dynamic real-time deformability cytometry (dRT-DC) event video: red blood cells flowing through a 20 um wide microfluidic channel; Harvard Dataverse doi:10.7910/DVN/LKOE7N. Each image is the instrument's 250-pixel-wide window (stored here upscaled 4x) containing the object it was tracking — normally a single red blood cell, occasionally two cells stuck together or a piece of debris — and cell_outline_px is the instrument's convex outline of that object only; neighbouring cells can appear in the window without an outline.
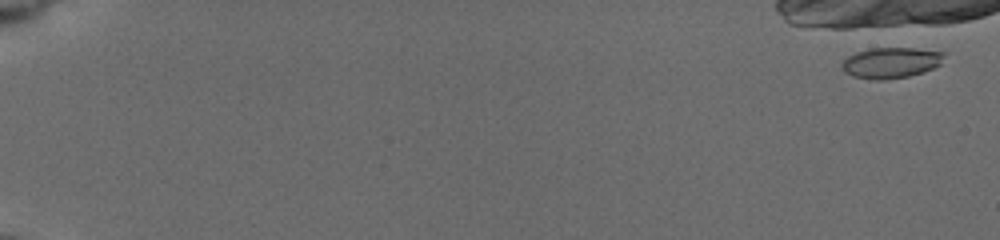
{"species": "common noctule bat (a hibernating species)", "species_latin": "Nyctalus noctula", "temperature_condition": "cold", "stored_images_in_passage": 7, "camera_frame_rate_fps": 3000, "um_per_image_px": 0.085, "animal": {"sex": "female", "body_mass_g": 19.5, "forearm_length_mm": 54.1}, "frame": {"image": 1, "passage_image": 3, "time_ms": 0.667, "image_size_px": [1000, 240], "cell_outline_px": [[944, 52], [940, 64], [932, 68], [908, 76], [880, 80], [876, 80], [852, 76], [844, 72], [840, 64], [848, 56], [856, 52], [872, 48], [912, 48]], "centroid_in_image_um": [75.67, 5.33], "position_along_channel_um": 9.3, "area_um2": 18.03}}